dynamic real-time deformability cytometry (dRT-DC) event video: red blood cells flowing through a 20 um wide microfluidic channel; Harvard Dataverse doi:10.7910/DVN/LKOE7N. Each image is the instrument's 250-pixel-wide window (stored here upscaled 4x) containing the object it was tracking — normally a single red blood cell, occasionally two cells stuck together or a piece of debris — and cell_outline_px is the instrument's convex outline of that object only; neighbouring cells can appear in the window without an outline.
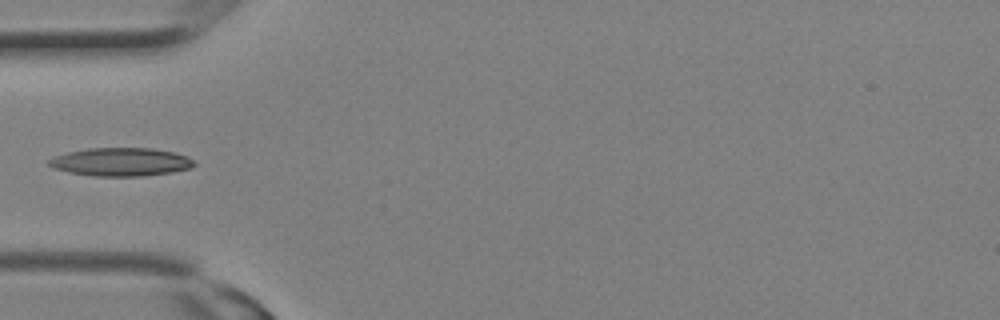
{"species": "Egyptian fruit bat (a non-hibernating species)", "species_latin": "Rousettus aegyptiacus", "temperature_condition": "room temperature", "stored_images_in_passage": 11, "camera_frame_rate_fps": 3000, "um_per_image_px": 0.085, "animal": {"sex": "female"}, "frame": {"image": 1, "passage_image": 10, "time_ms": 3.0, "image_size_px": [1000, 320], "cell_outline_px": [[196, 164], [188, 168], [172, 172], [140, 176], [92, 176], [68, 172], [56, 168], [48, 164], [48, 160], [56, 156], [68, 152], [88, 148], [152, 148], [176, 152], [188, 156]], "centroid_in_image_um": [10.29, 13.76], "position_along_channel_um": 74.7, "area_um2": 23.81}}